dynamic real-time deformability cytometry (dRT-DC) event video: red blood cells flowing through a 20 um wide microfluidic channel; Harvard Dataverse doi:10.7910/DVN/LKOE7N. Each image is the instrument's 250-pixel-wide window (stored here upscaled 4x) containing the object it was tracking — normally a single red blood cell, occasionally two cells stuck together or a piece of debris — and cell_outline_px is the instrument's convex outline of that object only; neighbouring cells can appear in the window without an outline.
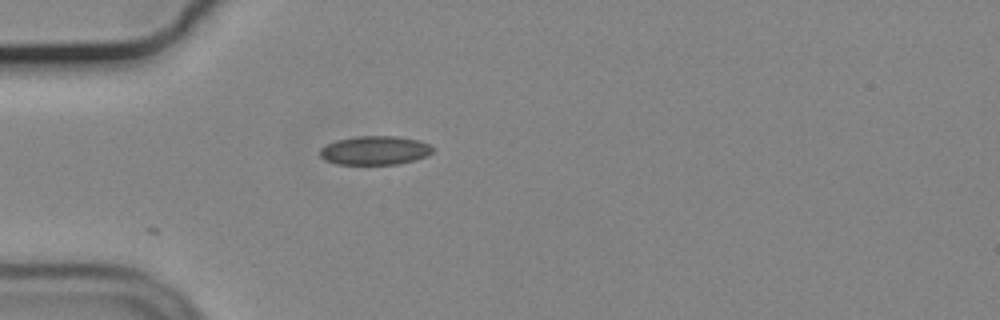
{"species": "common noctule bat (a hibernating species)", "species_latin": "Nyctalus noctula", "temperature_condition": "cold", "stored_images_in_passage": 5, "camera_frame_rate_fps": 3000, "um_per_image_px": 0.085, "animal": {"sex": "male", "body_mass_g": 19.2, "forearm_length_mm": 51.8}, "frame": {"image": 1, "passage_image": 1, "time_ms": 0.0, "image_size_px": [1000, 320], "cell_outline_px": [[432, 152], [416, 160], [396, 164], [336, 164], [324, 160], [320, 156], [320, 148], [336, 140], [356, 136], [396, 136], [420, 140], [428, 144], [432, 148]], "centroid_in_image_um": [31.84, 12.78], "position_along_channel_um": 53.2, "area_um2": 18.9}}
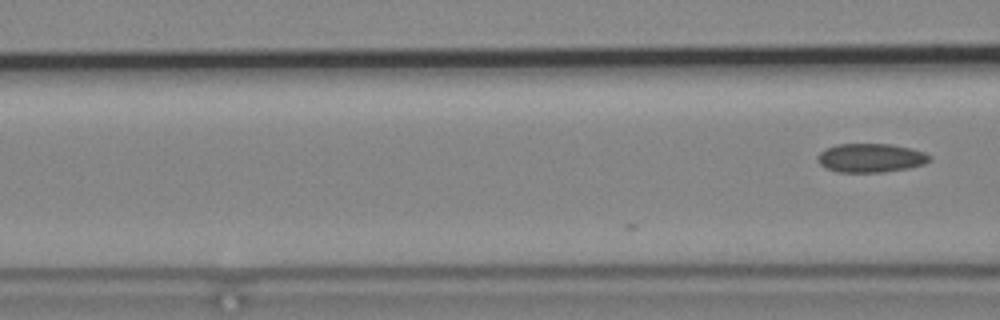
{"frame": {"image": 2, "passage_image": 5, "time_ms": 1.333, "image_size_px": [1000, 320], "cell_outline_px": [[932, 160], [924, 164], [908, 168], [880, 172], [836, 172], [820, 164], [816, 160], [816, 156], [824, 148], [836, 144], [892, 144], [912, 148], [924, 152], [932, 156]], "centroid_in_image_um": [74.01, 13.41], "position_along_channel_um": 92.6, "area_um2": 19.02}}